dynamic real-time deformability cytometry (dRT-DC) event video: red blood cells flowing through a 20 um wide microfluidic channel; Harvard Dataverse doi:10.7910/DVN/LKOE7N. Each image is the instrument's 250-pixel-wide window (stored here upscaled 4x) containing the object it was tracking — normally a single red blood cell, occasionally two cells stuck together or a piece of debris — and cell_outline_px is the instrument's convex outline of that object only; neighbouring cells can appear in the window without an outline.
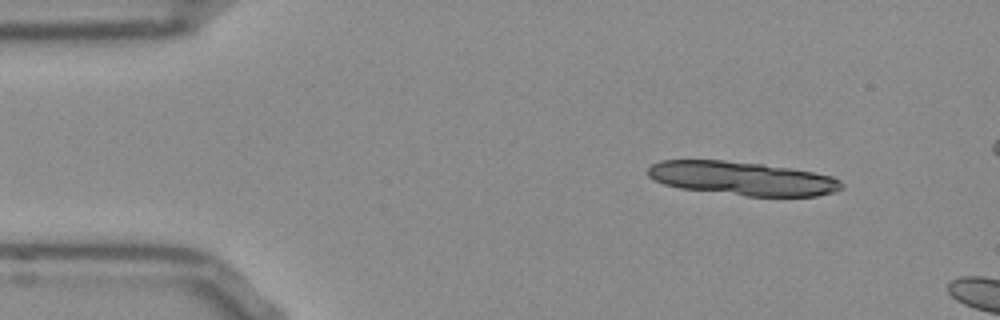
{"species": "Egyptian fruit bat (a non-hibernating species)", "species_latin": "Rousettus aegyptiacus", "temperature_condition": "room temperature", "stored_images_in_passage": 6, "camera_frame_rate_fps": 3000, "um_per_image_px": 0.085, "frame": {"image": 1, "passage_image": 2, "time_ms": 0.333, "image_size_px": [1000, 320], "cell_outline_px": [[844, 188], [836, 192], [816, 196], [748, 196], [680, 188], [664, 184], [648, 176], [648, 168], [652, 164], [660, 160], [724, 160], [760, 164], [792, 168], [832, 176], [840, 180], [844, 184]], "centroid_in_image_um": [63.13, 15.16], "position_along_channel_um": 21.9, "area_um2": 38.03}}